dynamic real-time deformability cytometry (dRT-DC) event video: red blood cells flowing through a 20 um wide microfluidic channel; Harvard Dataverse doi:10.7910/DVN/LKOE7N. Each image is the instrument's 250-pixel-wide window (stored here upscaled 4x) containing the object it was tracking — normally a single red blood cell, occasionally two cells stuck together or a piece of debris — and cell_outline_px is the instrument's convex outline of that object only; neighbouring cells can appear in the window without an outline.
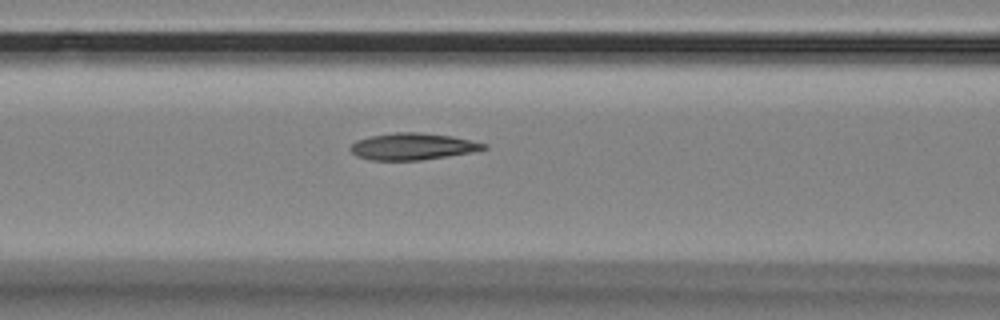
{"species": "Egyptian fruit bat (a non-hibernating species)", "species_latin": "Rousettus aegyptiacus", "temperature_condition": "room temperature", "stored_images_in_passage": 40, "camera_frame_rate_fps": 3000, "um_per_image_px": 0.085, "animal": {"sex": "female"}, "frame": {"image": 1, "passage_image": 7, "time_ms": 2.0, "image_size_px": [1000, 320], "cell_outline_px": [[488, 148], [472, 152], [448, 156], [420, 160], [372, 160], [356, 156], [348, 148], [356, 140], [368, 136], [396, 132], [420, 132], [452, 136], [488, 144]], "centroid_in_image_um": [35.06, 12.44], "position_along_channel_um": 131.5, "area_um2": 20.87}}
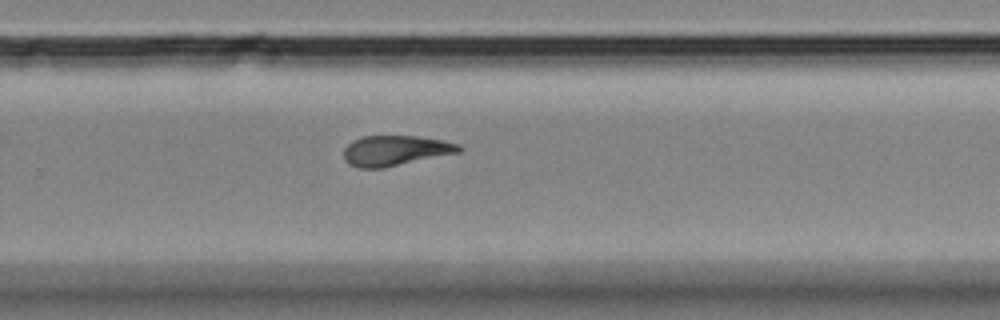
{"frame": {"image": 2, "passage_image": 21, "time_ms": 6.667, "image_size_px": [1000, 320], "cell_outline_px": [[464, 148], [460, 152], [384, 168], [356, 168], [348, 164], [344, 160], [344, 148], [352, 140], [364, 136], [416, 136], [444, 140], [460, 144]], "centroid_in_image_um": [33.61, 12.8], "position_along_channel_um": 296.2, "area_um2": 20.52}}
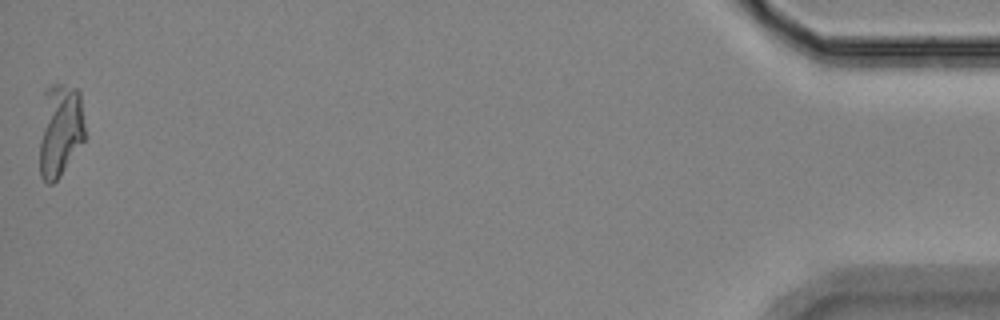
{"frame": {"image": 3, "passage_image": 40, "time_ms": 13.0, "image_size_px": [1000, 320], "cell_outline_px": [[84, 140], [60, 176], [52, 184], [48, 184], [40, 176], [40, 140], [44, 88], [52, 84], [60, 84], [76, 88], [80, 92], [84, 124]], "centroid_in_image_um": [5.09, 11.04], "position_along_channel_um": 430.1, "area_um2": 24.74}, "authors_computed_cell_mechanics": {"area_um2": 20.4901, "velocity_mm_per_s": 3.5415, "shape_relaxation_time_tau1_ms": 5.1779, "shape_relaxation_time_tau2_ms": 4.1129, "deformation_change_tau1": 0.1759, "deformation_change_tau2": 0.1238}}